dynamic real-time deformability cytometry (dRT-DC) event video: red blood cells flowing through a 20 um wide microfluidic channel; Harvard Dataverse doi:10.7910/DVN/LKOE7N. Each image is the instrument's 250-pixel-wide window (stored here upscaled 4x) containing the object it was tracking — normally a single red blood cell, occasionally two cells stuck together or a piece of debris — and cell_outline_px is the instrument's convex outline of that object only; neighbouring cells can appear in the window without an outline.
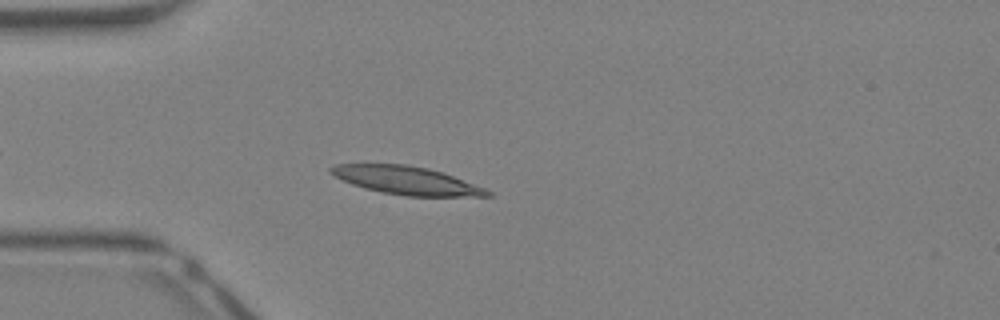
{"species": "Egyptian fruit bat (a non-hibernating species)", "species_latin": "Rousettus aegyptiacus", "temperature_condition": "warm", "stored_images_in_passage": 33, "camera_frame_rate_fps": 3000, "um_per_image_px": 0.085, "animal": {"sex": "female"}, "frame": {"image": 1, "passage_image": 5, "time_ms": 1.333, "image_size_px": [1000, 320], "cell_outline_px": [[492, 196], [404, 196], [364, 188], [352, 184], [328, 172], [328, 168], [336, 164], [408, 164], [428, 168], [444, 172], [484, 188], [492, 192]], "centroid_in_image_um": [34.55, 15.33], "position_along_channel_um": 50.4, "area_um2": 25.55}}
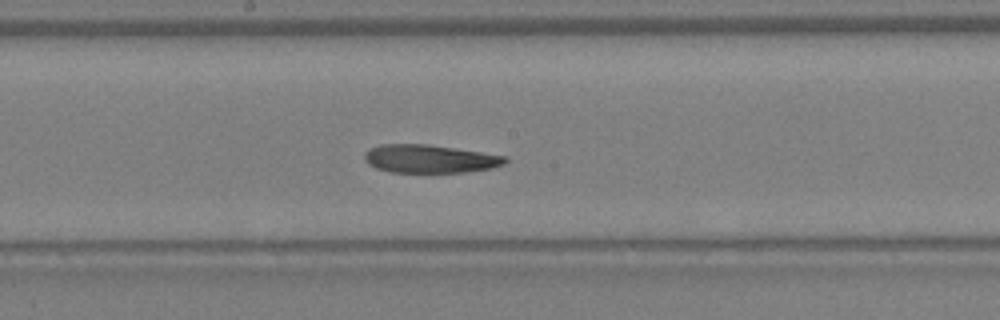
{"frame": {"image": 2, "passage_image": 16, "time_ms": 5.0, "image_size_px": [1000, 320], "cell_outline_px": [[508, 160], [504, 164], [492, 168], [464, 172], [388, 172], [376, 168], [368, 164], [364, 160], [364, 152], [368, 148], [380, 144], [428, 144], [508, 156]], "centroid_in_image_um": [36.5, 13.49], "position_along_channel_um": 211.7, "area_um2": 23.29}}
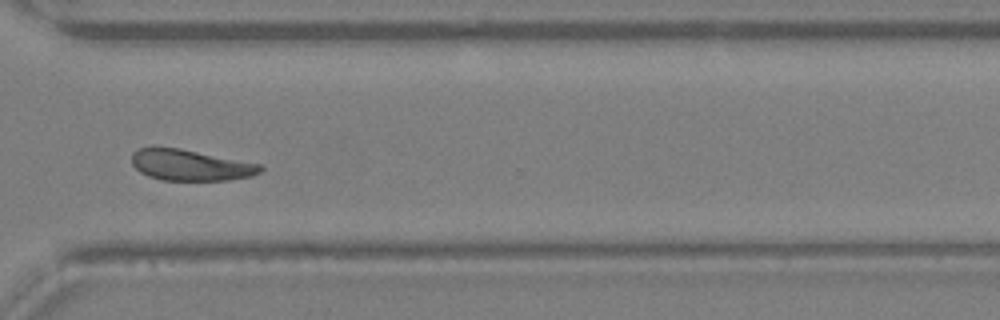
{"frame": {"image": 3, "passage_image": 25, "time_ms": 8.0, "image_size_px": [1000, 320], "cell_outline_px": [[264, 168], [260, 172], [252, 176], [228, 180], [160, 180], [148, 176], [140, 172], [132, 164], [132, 152], [140, 148], [152, 144], [180, 148], [260, 164]], "centroid_in_image_um": [16.12, 14.01], "position_along_channel_um": 354.5, "area_um2": 23.64}, "authors_computed_cell_mechanics": {"area_um2": 24.276, "velocity_mm_per_s": 4.749, "shape_relaxation_time_tau1_ms": null, "shape_relaxation_time_tau2_ms": 9.042, "deformation_change_tau1": null, "deformation_change_tau2": 0.2295}}